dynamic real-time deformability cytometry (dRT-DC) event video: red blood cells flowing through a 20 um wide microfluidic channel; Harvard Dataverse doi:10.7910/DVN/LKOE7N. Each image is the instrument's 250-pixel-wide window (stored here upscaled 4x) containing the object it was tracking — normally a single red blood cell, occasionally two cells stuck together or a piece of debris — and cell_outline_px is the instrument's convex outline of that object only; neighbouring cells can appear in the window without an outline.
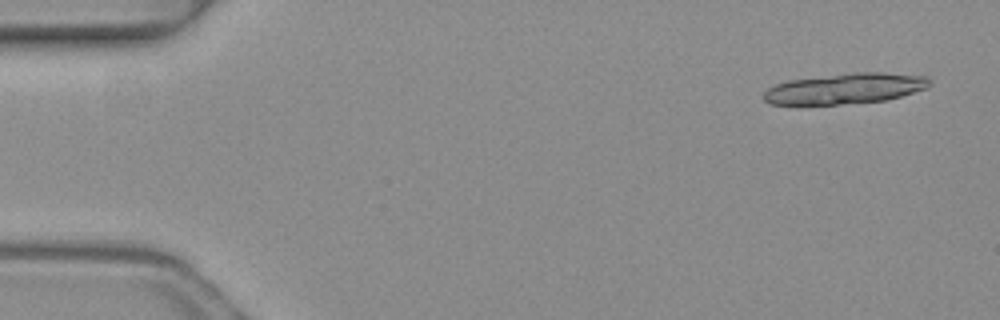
{"species": "common noctule bat (a hibernating species)", "species_latin": "Nyctalus noctula", "temperature_condition": "warm", "stored_images_in_passage": 4, "camera_frame_rate_fps": 3000, "um_per_image_px": 0.085, "animal": {"sex": "female", "body_mass_g": 19.3, "forearm_length_mm": 54.1}, "frame": {"image": 1, "passage_image": 1, "time_ms": 0.0, "image_size_px": [1000, 320], "cell_outline_px": [[932, 84], [928, 88], [888, 100], [800, 108], [768, 104], [764, 100], [764, 92], [768, 88], [776, 84], [788, 80], [852, 72], [884, 72], [928, 76], [932, 80]], "centroid_in_image_um": [71.78, 7.57], "position_along_channel_um": 13.2, "area_um2": 30.98}}